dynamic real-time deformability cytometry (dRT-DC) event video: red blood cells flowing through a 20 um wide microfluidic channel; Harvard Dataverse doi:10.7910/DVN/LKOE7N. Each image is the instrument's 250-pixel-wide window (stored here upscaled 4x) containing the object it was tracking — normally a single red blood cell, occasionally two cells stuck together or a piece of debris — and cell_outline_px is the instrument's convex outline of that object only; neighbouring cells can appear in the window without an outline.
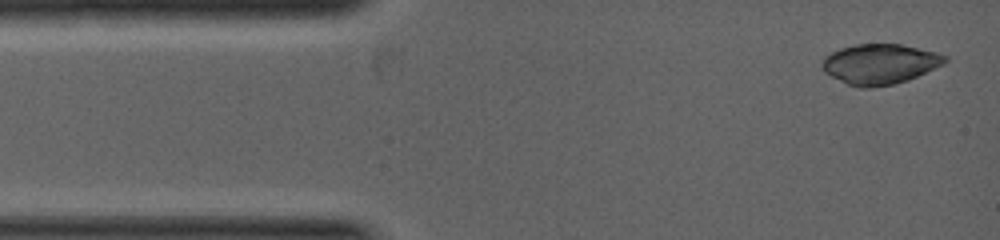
{"species": "common noctule bat (a hibernating species)", "species_latin": "Nyctalus noctula", "temperature_condition": "warm", "stored_images_in_passage": 4, "camera_frame_rate_fps": 5000, "um_per_image_px": 0.085, "animal": {"sex": "female", "body_mass_g": 19.0, "forearm_length_mm": 53.3}, "frame": {"image": 1, "passage_image": 1, "time_ms": 0.0, "image_size_px": [1000, 240], "cell_outline_px": [[948, 60], [944, 64], [908, 80], [892, 84], [872, 88], [860, 88], [848, 84], [824, 72], [820, 64], [824, 56], [840, 48], [856, 44], [900, 44], [936, 52], [948, 56]], "centroid_in_image_um": [74.78, 5.44], "position_along_channel_um": 10.2, "area_um2": 28.78}}